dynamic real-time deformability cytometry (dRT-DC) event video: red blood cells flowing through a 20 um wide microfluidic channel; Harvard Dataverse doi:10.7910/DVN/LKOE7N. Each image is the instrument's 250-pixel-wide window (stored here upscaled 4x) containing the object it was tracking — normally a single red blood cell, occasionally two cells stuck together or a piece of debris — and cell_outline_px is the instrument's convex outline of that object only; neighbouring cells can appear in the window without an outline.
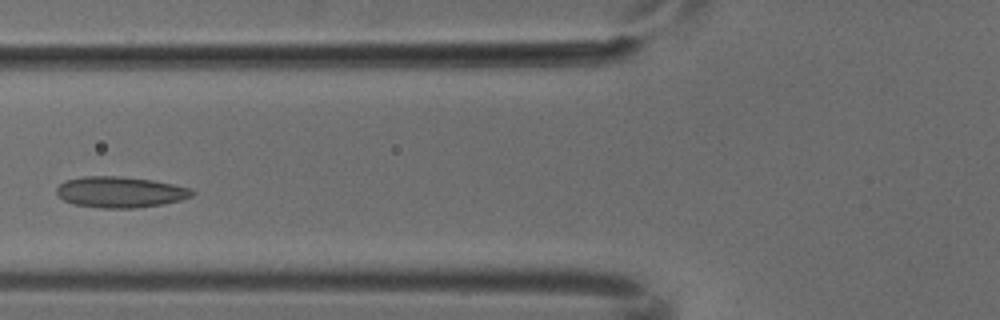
{"species": "common noctule bat (a hibernating species)", "species_latin": "Nyctalus noctula", "temperature_condition": "cold", "stored_images_in_passage": 4, "camera_frame_rate_fps": 3000, "um_per_image_px": 0.085, "animal": {"sex": "male", "body_mass_g": 18.8}, "frame": {"image": 1, "passage_image": 3, "time_ms": 0.667, "image_size_px": [1000, 320], "cell_outline_px": [[196, 192], [192, 196], [180, 200], [160, 204], [136, 208], [100, 208], [76, 204], [64, 200], [56, 192], [56, 188], [64, 180], [84, 176], [120, 176], [152, 180], [192, 188]], "centroid_in_image_um": [10.22, 16.32], "position_along_channel_um": 115.6, "area_um2": 24.39}}
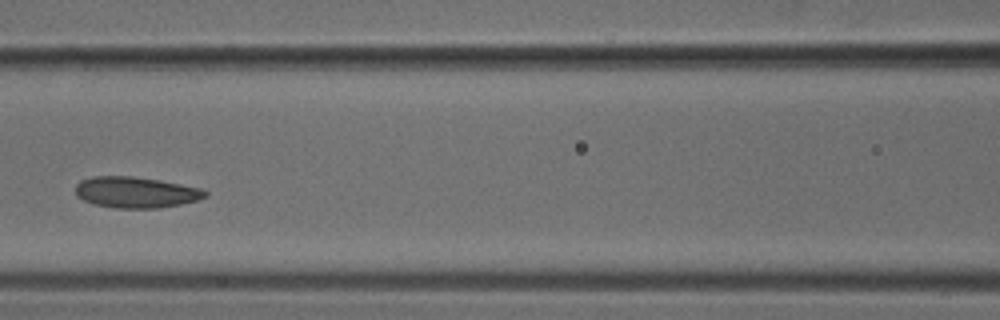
{"frame": {"image": 2, "passage_image": 4, "time_ms": 1.0, "image_size_px": [1000, 320], "cell_outline_px": [[208, 196], [200, 200], [160, 208], [116, 208], [96, 204], [84, 200], [76, 196], [76, 184], [80, 180], [92, 176], [132, 176], [160, 180], [204, 188], [208, 192]], "centroid_in_image_um": [11.6, 16.34], "position_along_channel_um": 155.0, "area_um2": 23.7}}